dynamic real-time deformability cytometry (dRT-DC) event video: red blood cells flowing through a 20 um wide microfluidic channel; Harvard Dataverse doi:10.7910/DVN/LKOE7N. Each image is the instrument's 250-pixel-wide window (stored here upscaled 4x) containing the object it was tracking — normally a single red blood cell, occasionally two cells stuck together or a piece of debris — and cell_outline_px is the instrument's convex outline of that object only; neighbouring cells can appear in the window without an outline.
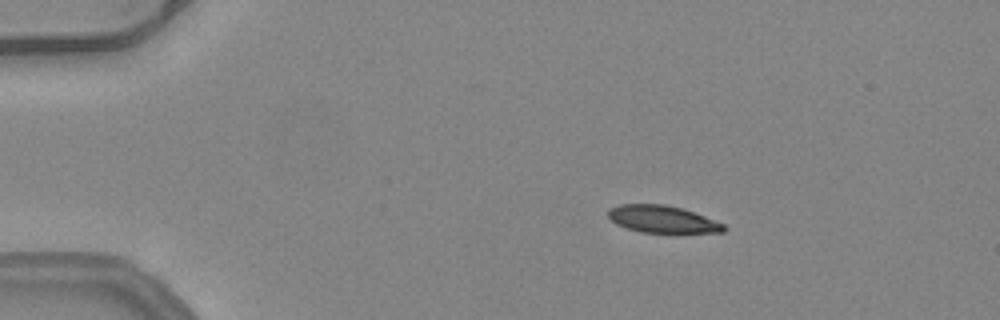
{"species": "common noctule bat (a hibernating species)", "species_latin": "Nyctalus noctula", "temperature_condition": "warm", "stored_images_in_passage": 16, "camera_frame_rate_fps": 3000, "um_per_image_px": 0.085, "animal": {"sex": "female", "body_mass_g": 24.6, "forearm_length_mm": 56.2}, "frame": {"image": 1, "passage_image": 9, "time_ms": 2.667, "image_size_px": [1000, 320], "cell_outline_px": [[728, 228], [724, 232], [640, 232], [616, 224], [608, 216], [608, 212], [612, 208], [620, 204], [664, 204], [680, 208], [704, 216], [724, 224]], "centroid_in_image_um": [56.31, 18.63], "position_along_channel_um": 28.7, "area_um2": 17.98}}